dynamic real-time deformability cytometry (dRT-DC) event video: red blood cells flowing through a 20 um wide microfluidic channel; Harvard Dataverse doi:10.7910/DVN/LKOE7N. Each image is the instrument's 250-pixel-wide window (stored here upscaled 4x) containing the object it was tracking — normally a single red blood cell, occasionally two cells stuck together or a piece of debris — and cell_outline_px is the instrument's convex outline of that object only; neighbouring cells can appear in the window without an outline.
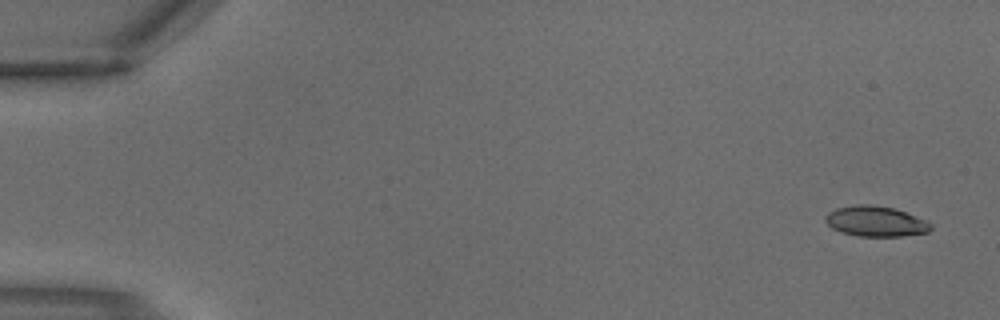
{"species": "common noctule bat (a hibernating species)", "species_latin": "Nyctalus noctula", "temperature_condition": "warm", "stored_images_in_passage": 2, "segment_of_instrument_passage": [2, 2], "camera_frame_rate_fps": 3000, "um_per_image_px": 0.085, "animal": {"sex": "male", "body_mass_g": 18.8}, "frame": {"image": 1, "passage_image": 2, "time_ms": 0.333, "image_size_px": [1000, 320], "cell_outline_px": [[932, 228], [928, 232], [900, 236], [856, 236], [840, 232], [832, 228], [824, 220], [824, 216], [828, 212], [836, 208], [860, 204], [868, 204], [892, 208], [904, 212], [924, 220], [932, 224]], "centroid_in_image_um": [74.38, 18.82], "position_along_channel_um": 10.6, "area_um2": 18.5}}